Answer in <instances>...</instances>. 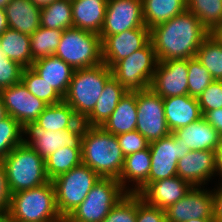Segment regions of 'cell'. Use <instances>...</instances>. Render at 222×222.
<instances>
[{
	"label": "cell",
	"mask_w": 222,
	"mask_h": 222,
	"mask_svg": "<svg viewBox=\"0 0 222 222\" xmlns=\"http://www.w3.org/2000/svg\"><path fill=\"white\" fill-rule=\"evenodd\" d=\"M54 56L69 64L74 70L97 66L102 61L99 34L79 28L63 30Z\"/></svg>",
	"instance_id": "cell-6"
},
{
	"label": "cell",
	"mask_w": 222,
	"mask_h": 222,
	"mask_svg": "<svg viewBox=\"0 0 222 222\" xmlns=\"http://www.w3.org/2000/svg\"><path fill=\"white\" fill-rule=\"evenodd\" d=\"M210 32L187 9L172 19L150 29L158 61L190 59Z\"/></svg>",
	"instance_id": "cell-1"
},
{
	"label": "cell",
	"mask_w": 222,
	"mask_h": 222,
	"mask_svg": "<svg viewBox=\"0 0 222 222\" xmlns=\"http://www.w3.org/2000/svg\"><path fill=\"white\" fill-rule=\"evenodd\" d=\"M143 20L149 29L178 16L187 9V0H142Z\"/></svg>",
	"instance_id": "cell-28"
},
{
	"label": "cell",
	"mask_w": 222,
	"mask_h": 222,
	"mask_svg": "<svg viewBox=\"0 0 222 222\" xmlns=\"http://www.w3.org/2000/svg\"><path fill=\"white\" fill-rule=\"evenodd\" d=\"M82 163L81 148H60L45 159V171L52 181Z\"/></svg>",
	"instance_id": "cell-33"
},
{
	"label": "cell",
	"mask_w": 222,
	"mask_h": 222,
	"mask_svg": "<svg viewBox=\"0 0 222 222\" xmlns=\"http://www.w3.org/2000/svg\"><path fill=\"white\" fill-rule=\"evenodd\" d=\"M150 88L161 98L188 94V59L158 61Z\"/></svg>",
	"instance_id": "cell-15"
},
{
	"label": "cell",
	"mask_w": 222,
	"mask_h": 222,
	"mask_svg": "<svg viewBox=\"0 0 222 222\" xmlns=\"http://www.w3.org/2000/svg\"><path fill=\"white\" fill-rule=\"evenodd\" d=\"M136 222H166L165 210L146 203L137 194Z\"/></svg>",
	"instance_id": "cell-43"
},
{
	"label": "cell",
	"mask_w": 222,
	"mask_h": 222,
	"mask_svg": "<svg viewBox=\"0 0 222 222\" xmlns=\"http://www.w3.org/2000/svg\"><path fill=\"white\" fill-rule=\"evenodd\" d=\"M214 80H222V41L210 33L197 50L195 57Z\"/></svg>",
	"instance_id": "cell-31"
},
{
	"label": "cell",
	"mask_w": 222,
	"mask_h": 222,
	"mask_svg": "<svg viewBox=\"0 0 222 222\" xmlns=\"http://www.w3.org/2000/svg\"><path fill=\"white\" fill-rule=\"evenodd\" d=\"M203 118L221 135L222 137V108L207 111Z\"/></svg>",
	"instance_id": "cell-46"
},
{
	"label": "cell",
	"mask_w": 222,
	"mask_h": 222,
	"mask_svg": "<svg viewBox=\"0 0 222 222\" xmlns=\"http://www.w3.org/2000/svg\"><path fill=\"white\" fill-rule=\"evenodd\" d=\"M11 196L5 165L0 161V210L10 209Z\"/></svg>",
	"instance_id": "cell-44"
},
{
	"label": "cell",
	"mask_w": 222,
	"mask_h": 222,
	"mask_svg": "<svg viewBox=\"0 0 222 222\" xmlns=\"http://www.w3.org/2000/svg\"><path fill=\"white\" fill-rule=\"evenodd\" d=\"M31 68L62 97L65 96L75 71L54 55L35 60Z\"/></svg>",
	"instance_id": "cell-23"
},
{
	"label": "cell",
	"mask_w": 222,
	"mask_h": 222,
	"mask_svg": "<svg viewBox=\"0 0 222 222\" xmlns=\"http://www.w3.org/2000/svg\"><path fill=\"white\" fill-rule=\"evenodd\" d=\"M33 4H35L36 6L42 8L45 7L49 4H51L52 2L56 1V0H30Z\"/></svg>",
	"instance_id": "cell-50"
},
{
	"label": "cell",
	"mask_w": 222,
	"mask_h": 222,
	"mask_svg": "<svg viewBox=\"0 0 222 222\" xmlns=\"http://www.w3.org/2000/svg\"><path fill=\"white\" fill-rule=\"evenodd\" d=\"M99 179L96 172L81 163L52 180L57 208L64 220L85 200Z\"/></svg>",
	"instance_id": "cell-7"
},
{
	"label": "cell",
	"mask_w": 222,
	"mask_h": 222,
	"mask_svg": "<svg viewBox=\"0 0 222 222\" xmlns=\"http://www.w3.org/2000/svg\"><path fill=\"white\" fill-rule=\"evenodd\" d=\"M23 143V126L13 117L0 121V161Z\"/></svg>",
	"instance_id": "cell-37"
},
{
	"label": "cell",
	"mask_w": 222,
	"mask_h": 222,
	"mask_svg": "<svg viewBox=\"0 0 222 222\" xmlns=\"http://www.w3.org/2000/svg\"><path fill=\"white\" fill-rule=\"evenodd\" d=\"M176 141H181L191 151H215L221 135L202 117L200 120L171 132Z\"/></svg>",
	"instance_id": "cell-22"
},
{
	"label": "cell",
	"mask_w": 222,
	"mask_h": 222,
	"mask_svg": "<svg viewBox=\"0 0 222 222\" xmlns=\"http://www.w3.org/2000/svg\"><path fill=\"white\" fill-rule=\"evenodd\" d=\"M136 102V130L149 143L171 134L165 119L163 99L158 94L151 88L144 91H136Z\"/></svg>",
	"instance_id": "cell-11"
},
{
	"label": "cell",
	"mask_w": 222,
	"mask_h": 222,
	"mask_svg": "<svg viewBox=\"0 0 222 222\" xmlns=\"http://www.w3.org/2000/svg\"><path fill=\"white\" fill-rule=\"evenodd\" d=\"M149 148L151 155L149 183L177 176L178 160L191 151L181 141H176L171 134L149 143Z\"/></svg>",
	"instance_id": "cell-12"
},
{
	"label": "cell",
	"mask_w": 222,
	"mask_h": 222,
	"mask_svg": "<svg viewBox=\"0 0 222 222\" xmlns=\"http://www.w3.org/2000/svg\"><path fill=\"white\" fill-rule=\"evenodd\" d=\"M63 30L38 28L30 35L32 59L53 56L59 45Z\"/></svg>",
	"instance_id": "cell-35"
},
{
	"label": "cell",
	"mask_w": 222,
	"mask_h": 222,
	"mask_svg": "<svg viewBox=\"0 0 222 222\" xmlns=\"http://www.w3.org/2000/svg\"><path fill=\"white\" fill-rule=\"evenodd\" d=\"M21 82L32 95L48 105L57 104L63 101V97L44 81L31 67L23 69Z\"/></svg>",
	"instance_id": "cell-36"
},
{
	"label": "cell",
	"mask_w": 222,
	"mask_h": 222,
	"mask_svg": "<svg viewBox=\"0 0 222 222\" xmlns=\"http://www.w3.org/2000/svg\"><path fill=\"white\" fill-rule=\"evenodd\" d=\"M117 139L125 157L149 147L147 139L137 130L119 134Z\"/></svg>",
	"instance_id": "cell-42"
},
{
	"label": "cell",
	"mask_w": 222,
	"mask_h": 222,
	"mask_svg": "<svg viewBox=\"0 0 222 222\" xmlns=\"http://www.w3.org/2000/svg\"><path fill=\"white\" fill-rule=\"evenodd\" d=\"M214 79L194 57L188 59V95L198 98Z\"/></svg>",
	"instance_id": "cell-38"
},
{
	"label": "cell",
	"mask_w": 222,
	"mask_h": 222,
	"mask_svg": "<svg viewBox=\"0 0 222 222\" xmlns=\"http://www.w3.org/2000/svg\"><path fill=\"white\" fill-rule=\"evenodd\" d=\"M0 95L9 116L22 126L34 122L48 106L32 95L22 82L0 90Z\"/></svg>",
	"instance_id": "cell-17"
},
{
	"label": "cell",
	"mask_w": 222,
	"mask_h": 222,
	"mask_svg": "<svg viewBox=\"0 0 222 222\" xmlns=\"http://www.w3.org/2000/svg\"><path fill=\"white\" fill-rule=\"evenodd\" d=\"M40 11L30 0H12L5 8L8 27L30 36L41 27Z\"/></svg>",
	"instance_id": "cell-26"
},
{
	"label": "cell",
	"mask_w": 222,
	"mask_h": 222,
	"mask_svg": "<svg viewBox=\"0 0 222 222\" xmlns=\"http://www.w3.org/2000/svg\"><path fill=\"white\" fill-rule=\"evenodd\" d=\"M158 59L150 41L144 48L118 61L112 68V76L129 92L150 88Z\"/></svg>",
	"instance_id": "cell-9"
},
{
	"label": "cell",
	"mask_w": 222,
	"mask_h": 222,
	"mask_svg": "<svg viewBox=\"0 0 222 222\" xmlns=\"http://www.w3.org/2000/svg\"><path fill=\"white\" fill-rule=\"evenodd\" d=\"M128 91L111 76L105 83L102 94L93 111L82 121L85 126H102L114 112L118 102Z\"/></svg>",
	"instance_id": "cell-25"
},
{
	"label": "cell",
	"mask_w": 222,
	"mask_h": 222,
	"mask_svg": "<svg viewBox=\"0 0 222 222\" xmlns=\"http://www.w3.org/2000/svg\"><path fill=\"white\" fill-rule=\"evenodd\" d=\"M11 193L48 183L45 160L30 146H16L3 160Z\"/></svg>",
	"instance_id": "cell-5"
},
{
	"label": "cell",
	"mask_w": 222,
	"mask_h": 222,
	"mask_svg": "<svg viewBox=\"0 0 222 222\" xmlns=\"http://www.w3.org/2000/svg\"><path fill=\"white\" fill-rule=\"evenodd\" d=\"M100 38L102 61L111 69L118 61L144 48L150 42V29L140 27Z\"/></svg>",
	"instance_id": "cell-13"
},
{
	"label": "cell",
	"mask_w": 222,
	"mask_h": 222,
	"mask_svg": "<svg viewBox=\"0 0 222 222\" xmlns=\"http://www.w3.org/2000/svg\"><path fill=\"white\" fill-rule=\"evenodd\" d=\"M6 12L0 9V36L8 29Z\"/></svg>",
	"instance_id": "cell-48"
},
{
	"label": "cell",
	"mask_w": 222,
	"mask_h": 222,
	"mask_svg": "<svg viewBox=\"0 0 222 222\" xmlns=\"http://www.w3.org/2000/svg\"><path fill=\"white\" fill-rule=\"evenodd\" d=\"M108 0H71L73 27L100 34Z\"/></svg>",
	"instance_id": "cell-24"
},
{
	"label": "cell",
	"mask_w": 222,
	"mask_h": 222,
	"mask_svg": "<svg viewBox=\"0 0 222 222\" xmlns=\"http://www.w3.org/2000/svg\"><path fill=\"white\" fill-rule=\"evenodd\" d=\"M197 99L203 115L222 108V80H213Z\"/></svg>",
	"instance_id": "cell-41"
},
{
	"label": "cell",
	"mask_w": 222,
	"mask_h": 222,
	"mask_svg": "<svg viewBox=\"0 0 222 222\" xmlns=\"http://www.w3.org/2000/svg\"><path fill=\"white\" fill-rule=\"evenodd\" d=\"M40 25L45 28L65 30L73 27L71 0H56L42 7Z\"/></svg>",
	"instance_id": "cell-32"
},
{
	"label": "cell",
	"mask_w": 222,
	"mask_h": 222,
	"mask_svg": "<svg viewBox=\"0 0 222 222\" xmlns=\"http://www.w3.org/2000/svg\"><path fill=\"white\" fill-rule=\"evenodd\" d=\"M177 176L192 187L207 186L217 179L215 151L193 150L178 160Z\"/></svg>",
	"instance_id": "cell-18"
},
{
	"label": "cell",
	"mask_w": 222,
	"mask_h": 222,
	"mask_svg": "<svg viewBox=\"0 0 222 222\" xmlns=\"http://www.w3.org/2000/svg\"><path fill=\"white\" fill-rule=\"evenodd\" d=\"M0 222H10L9 210H0Z\"/></svg>",
	"instance_id": "cell-51"
},
{
	"label": "cell",
	"mask_w": 222,
	"mask_h": 222,
	"mask_svg": "<svg viewBox=\"0 0 222 222\" xmlns=\"http://www.w3.org/2000/svg\"><path fill=\"white\" fill-rule=\"evenodd\" d=\"M81 120L75 111L64 101L48 105L34 121L45 131H65L74 128Z\"/></svg>",
	"instance_id": "cell-29"
},
{
	"label": "cell",
	"mask_w": 222,
	"mask_h": 222,
	"mask_svg": "<svg viewBox=\"0 0 222 222\" xmlns=\"http://www.w3.org/2000/svg\"><path fill=\"white\" fill-rule=\"evenodd\" d=\"M112 76V70L105 64L76 69L63 101L83 121L92 111L102 94L106 81Z\"/></svg>",
	"instance_id": "cell-4"
},
{
	"label": "cell",
	"mask_w": 222,
	"mask_h": 222,
	"mask_svg": "<svg viewBox=\"0 0 222 222\" xmlns=\"http://www.w3.org/2000/svg\"><path fill=\"white\" fill-rule=\"evenodd\" d=\"M12 0H0V9L5 10L6 6L11 2Z\"/></svg>",
	"instance_id": "cell-54"
},
{
	"label": "cell",
	"mask_w": 222,
	"mask_h": 222,
	"mask_svg": "<svg viewBox=\"0 0 222 222\" xmlns=\"http://www.w3.org/2000/svg\"><path fill=\"white\" fill-rule=\"evenodd\" d=\"M150 167L151 155L149 147L134 152L125 157L118 181L127 193L138 194L149 183Z\"/></svg>",
	"instance_id": "cell-20"
},
{
	"label": "cell",
	"mask_w": 222,
	"mask_h": 222,
	"mask_svg": "<svg viewBox=\"0 0 222 222\" xmlns=\"http://www.w3.org/2000/svg\"><path fill=\"white\" fill-rule=\"evenodd\" d=\"M8 113H7V110H6V107L3 103V99L0 95V121L5 119L6 117H8Z\"/></svg>",
	"instance_id": "cell-49"
},
{
	"label": "cell",
	"mask_w": 222,
	"mask_h": 222,
	"mask_svg": "<svg viewBox=\"0 0 222 222\" xmlns=\"http://www.w3.org/2000/svg\"><path fill=\"white\" fill-rule=\"evenodd\" d=\"M137 194L127 193L101 222H136Z\"/></svg>",
	"instance_id": "cell-39"
},
{
	"label": "cell",
	"mask_w": 222,
	"mask_h": 222,
	"mask_svg": "<svg viewBox=\"0 0 222 222\" xmlns=\"http://www.w3.org/2000/svg\"><path fill=\"white\" fill-rule=\"evenodd\" d=\"M166 222H185L197 218H213L212 189L192 187L179 201L165 209Z\"/></svg>",
	"instance_id": "cell-16"
},
{
	"label": "cell",
	"mask_w": 222,
	"mask_h": 222,
	"mask_svg": "<svg viewBox=\"0 0 222 222\" xmlns=\"http://www.w3.org/2000/svg\"><path fill=\"white\" fill-rule=\"evenodd\" d=\"M187 10L210 32L222 24V0H187Z\"/></svg>",
	"instance_id": "cell-34"
},
{
	"label": "cell",
	"mask_w": 222,
	"mask_h": 222,
	"mask_svg": "<svg viewBox=\"0 0 222 222\" xmlns=\"http://www.w3.org/2000/svg\"><path fill=\"white\" fill-rule=\"evenodd\" d=\"M192 186L181 179L173 176L147 183L138 195L148 204L165 210L182 199Z\"/></svg>",
	"instance_id": "cell-19"
},
{
	"label": "cell",
	"mask_w": 222,
	"mask_h": 222,
	"mask_svg": "<svg viewBox=\"0 0 222 222\" xmlns=\"http://www.w3.org/2000/svg\"><path fill=\"white\" fill-rule=\"evenodd\" d=\"M137 102L136 92H127L118 102L114 112L101 126L113 135L132 132L136 130Z\"/></svg>",
	"instance_id": "cell-27"
},
{
	"label": "cell",
	"mask_w": 222,
	"mask_h": 222,
	"mask_svg": "<svg viewBox=\"0 0 222 222\" xmlns=\"http://www.w3.org/2000/svg\"><path fill=\"white\" fill-rule=\"evenodd\" d=\"M162 99L165 119L171 132L194 123L203 117L196 97L187 94Z\"/></svg>",
	"instance_id": "cell-21"
},
{
	"label": "cell",
	"mask_w": 222,
	"mask_h": 222,
	"mask_svg": "<svg viewBox=\"0 0 222 222\" xmlns=\"http://www.w3.org/2000/svg\"><path fill=\"white\" fill-rule=\"evenodd\" d=\"M24 67L4 55L0 46V90L21 82Z\"/></svg>",
	"instance_id": "cell-40"
},
{
	"label": "cell",
	"mask_w": 222,
	"mask_h": 222,
	"mask_svg": "<svg viewBox=\"0 0 222 222\" xmlns=\"http://www.w3.org/2000/svg\"><path fill=\"white\" fill-rule=\"evenodd\" d=\"M9 218L10 222H64L57 208L52 181L13 193Z\"/></svg>",
	"instance_id": "cell-3"
},
{
	"label": "cell",
	"mask_w": 222,
	"mask_h": 222,
	"mask_svg": "<svg viewBox=\"0 0 222 222\" xmlns=\"http://www.w3.org/2000/svg\"><path fill=\"white\" fill-rule=\"evenodd\" d=\"M213 34L222 41V24L214 31Z\"/></svg>",
	"instance_id": "cell-53"
},
{
	"label": "cell",
	"mask_w": 222,
	"mask_h": 222,
	"mask_svg": "<svg viewBox=\"0 0 222 222\" xmlns=\"http://www.w3.org/2000/svg\"><path fill=\"white\" fill-rule=\"evenodd\" d=\"M185 222H215L214 218H197L191 219Z\"/></svg>",
	"instance_id": "cell-52"
},
{
	"label": "cell",
	"mask_w": 222,
	"mask_h": 222,
	"mask_svg": "<svg viewBox=\"0 0 222 222\" xmlns=\"http://www.w3.org/2000/svg\"><path fill=\"white\" fill-rule=\"evenodd\" d=\"M146 27L142 0H108L104 24L99 36L115 35L126 30Z\"/></svg>",
	"instance_id": "cell-14"
},
{
	"label": "cell",
	"mask_w": 222,
	"mask_h": 222,
	"mask_svg": "<svg viewBox=\"0 0 222 222\" xmlns=\"http://www.w3.org/2000/svg\"><path fill=\"white\" fill-rule=\"evenodd\" d=\"M82 164L87 165L101 178H119L125 156L116 135L101 126H85L82 136Z\"/></svg>",
	"instance_id": "cell-2"
},
{
	"label": "cell",
	"mask_w": 222,
	"mask_h": 222,
	"mask_svg": "<svg viewBox=\"0 0 222 222\" xmlns=\"http://www.w3.org/2000/svg\"><path fill=\"white\" fill-rule=\"evenodd\" d=\"M84 123L65 131H45L35 122L23 126V144L34 149L44 160L60 148H81Z\"/></svg>",
	"instance_id": "cell-10"
},
{
	"label": "cell",
	"mask_w": 222,
	"mask_h": 222,
	"mask_svg": "<svg viewBox=\"0 0 222 222\" xmlns=\"http://www.w3.org/2000/svg\"><path fill=\"white\" fill-rule=\"evenodd\" d=\"M127 194L114 178H101L64 222H101Z\"/></svg>",
	"instance_id": "cell-8"
},
{
	"label": "cell",
	"mask_w": 222,
	"mask_h": 222,
	"mask_svg": "<svg viewBox=\"0 0 222 222\" xmlns=\"http://www.w3.org/2000/svg\"><path fill=\"white\" fill-rule=\"evenodd\" d=\"M217 182H222V138L215 150ZM219 175V176H218Z\"/></svg>",
	"instance_id": "cell-47"
},
{
	"label": "cell",
	"mask_w": 222,
	"mask_h": 222,
	"mask_svg": "<svg viewBox=\"0 0 222 222\" xmlns=\"http://www.w3.org/2000/svg\"><path fill=\"white\" fill-rule=\"evenodd\" d=\"M212 189L213 218L215 222H222V182H215Z\"/></svg>",
	"instance_id": "cell-45"
},
{
	"label": "cell",
	"mask_w": 222,
	"mask_h": 222,
	"mask_svg": "<svg viewBox=\"0 0 222 222\" xmlns=\"http://www.w3.org/2000/svg\"><path fill=\"white\" fill-rule=\"evenodd\" d=\"M0 46L4 55L10 60L18 62L24 68L32 66L34 60L29 35L8 28L0 36Z\"/></svg>",
	"instance_id": "cell-30"
}]
</instances>
